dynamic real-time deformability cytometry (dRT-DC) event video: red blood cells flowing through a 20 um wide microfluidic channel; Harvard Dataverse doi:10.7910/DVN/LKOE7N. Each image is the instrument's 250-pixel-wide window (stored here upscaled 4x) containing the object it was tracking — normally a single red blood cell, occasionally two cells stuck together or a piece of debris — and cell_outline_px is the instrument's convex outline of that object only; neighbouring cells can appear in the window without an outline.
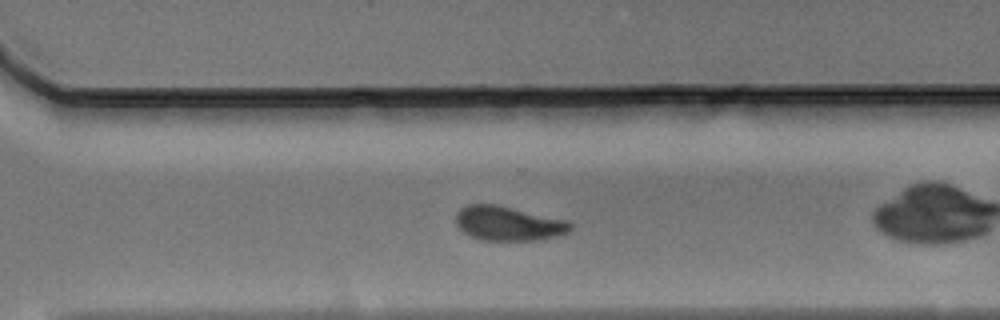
{"species": "Egyptian fruit bat (a non-hibernating species)", "species_latin": "Rousettus aegyptiacus", "temperature_condition": "warm", "stored_images_in_passage": 34, "camera_frame_rate_fps": 3000, "um_per_image_px": 0.085, "animal": {"sex": "male"}, "frame": {"image": 1, "passage_image": 20, "time_ms": 6.333, "image_size_px": [1000, 320], "cell_outline_px": [[572, 228], [568, 232], [556, 236], [540, 240], [480, 240], [468, 236], [456, 224], [456, 212], [460, 208], [468, 204], [492, 204], [564, 220], [572, 224]], "centroid_in_image_um": [43.14, 19.01], "position_along_channel_um": 327.5, "area_um2": 22.6}}